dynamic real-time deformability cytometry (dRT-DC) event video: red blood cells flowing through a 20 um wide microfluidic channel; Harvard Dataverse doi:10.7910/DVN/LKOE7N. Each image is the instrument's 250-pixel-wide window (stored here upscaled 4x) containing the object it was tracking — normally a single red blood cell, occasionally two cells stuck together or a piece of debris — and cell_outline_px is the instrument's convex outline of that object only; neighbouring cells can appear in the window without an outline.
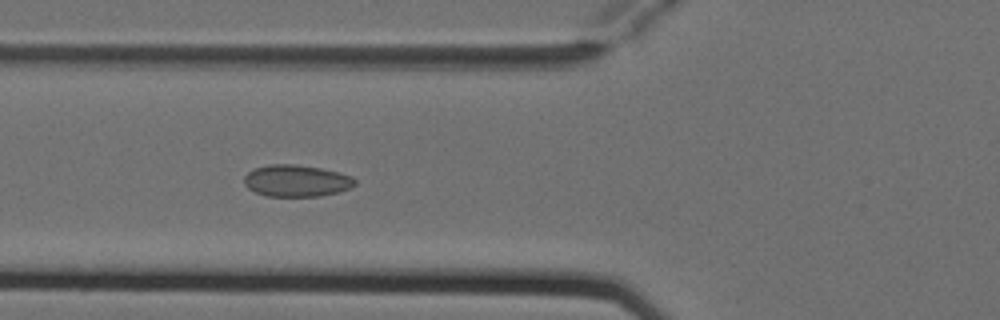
{"species": "Egyptian fruit bat (a non-hibernating species)", "species_latin": "Rousettus aegyptiacus", "temperature_condition": "cold", "stored_images_in_passage": 7, "camera_frame_rate_fps": 3000, "um_per_image_px": 0.085, "animal": {"sex": "female"}, "frame": {"image": 1, "passage_image": 6, "time_ms": 1.667, "image_size_px": [1000, 320], "cell_outline_px": [[356, 184], [352, 188], [320, 196], [264, 196], [248, 188], [244, 184], [244, 176], [248, 172], [256, 168], [268, 164], [296, 164], [320, 168], [340, 172], [352, 176], [356, 180]], "centroid_in_image_um": [25.21, 15.36], "position_along_channel_um": 100.6, "area_um2": 20.63}}
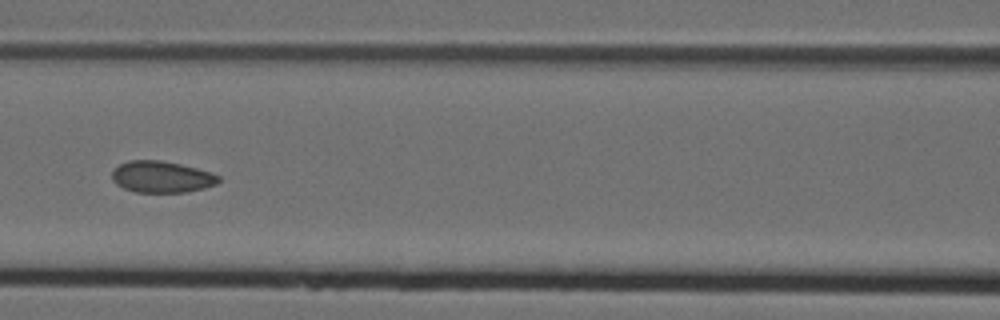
{"frame": {"image": 2, "passage_image": 7, "time_ms": 2.0, "image_size_px": [1000, 320], "cell_outline_px": [[220, 180], [216, 184], [204, 188], [184, 192], [136, 192], [124, 188], [116, 184], [112, 180], [112, 172], [120, 164], [128, 160], [160, 160], [180, 164], [212, 172], [220, 176]], "centroid_in_image_um": [13.74, 15.03], "position_along_channel_um": 152.9, "area_um2": 19.54}}